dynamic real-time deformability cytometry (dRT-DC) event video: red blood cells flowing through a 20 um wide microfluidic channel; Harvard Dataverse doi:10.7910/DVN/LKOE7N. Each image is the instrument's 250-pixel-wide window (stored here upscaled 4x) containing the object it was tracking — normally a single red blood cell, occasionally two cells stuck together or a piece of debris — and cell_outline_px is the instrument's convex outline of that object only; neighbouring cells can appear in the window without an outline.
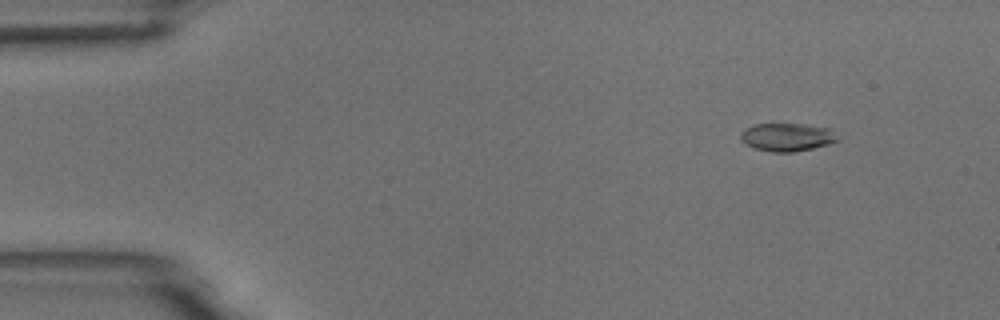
{"species": "common noctule bat (a hibernating species)", "species_latin": "Nyctalus noctula", "temperature_condition": "room temperature", "stored_images_in_passage": 5, "camera_frame_rate_fps": 3000, "um_per_image_px": 0.085, "animal": {"sex": "male", "body_mass_g": 18.8}, "frame": {"image": 1, "passage_image": 2, "time_ms": 1.0, "image_size_px": [1000, 320], "cell_outline_px": [[840, 140], [828, 144], [812, 148], [792, 152], [772, 152], [756, 148], [740, 140], [740, 132], [756, 124], [804, 124], [828, 128]], "centroid_in_image_um": [66.9, 11.65], "position_along_channel_um": 18.1, "area_um2": 15.55}}
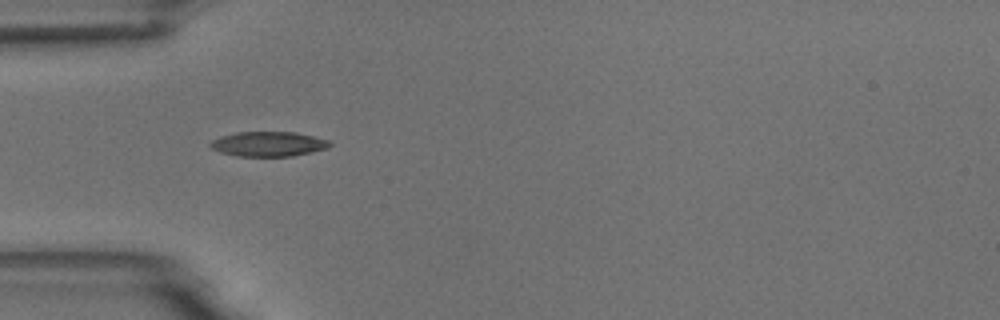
{"frame": {"image": 2, "passage_image": 5, "time_ms": 4.667, "image_size_px": [1000, 320], "cell_outline_px": [[332, 144], [328, 148], [312, 152], [292, 156], [236, 156], [220, 152], [212, 148], [208, 144], [212, 140], [220, 136], [236, 132], [296, 132], [328, 140]], "centroid_in_image_um": [22.8, 12.24], "position_along_channel_um": 62.2, "area_um2": 17.28}}